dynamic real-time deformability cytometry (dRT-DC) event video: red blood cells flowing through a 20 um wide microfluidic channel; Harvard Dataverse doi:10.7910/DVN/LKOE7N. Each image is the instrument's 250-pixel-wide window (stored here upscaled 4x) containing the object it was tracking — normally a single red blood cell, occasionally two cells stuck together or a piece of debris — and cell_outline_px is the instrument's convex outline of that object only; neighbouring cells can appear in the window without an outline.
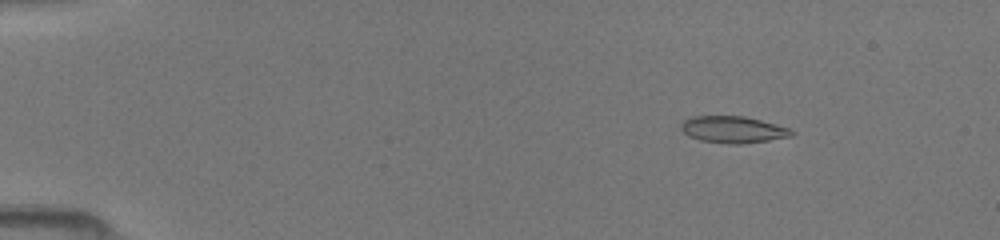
{"species": "common noctule bat (a hibernating species)", "species_latin": "Nyctalus noctula", "temperature_condition": "room temperature", "stored_images_in_passage": 49, "camera_frame_rate_fps": 3000, "um_per_image_px": 0.085, "animal": {"sex": "female", "body_mass_g": 19.5, "forearm_length_mm": 54.1}, "frame": {"image": 1, "passage_image": 7, "time_ms": 2.0, "image_size_px": [1000, 240], "cell_outline_px": [[796, 132], [792, 136], [768, 140], [740, 144], [728, 144], [700, 140], [688, 136], [680, 128], [680, 124], [684, 120], [692, 116], [744, 116], [776, 124], [788, 128]], "centroid_in_image_um": [62.29, 11.01], "position_along_channel_um": 22.7, "area_um2": 17.22}}
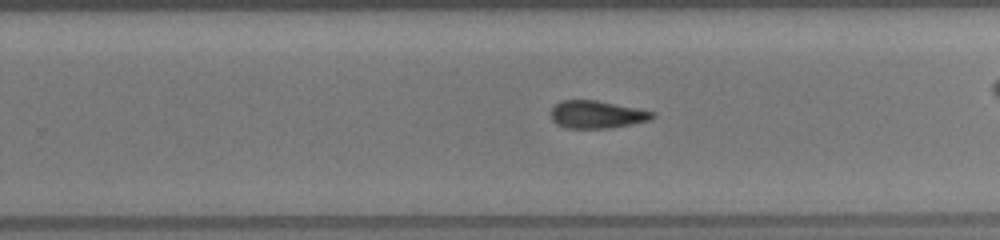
{"frame": {"image": 2, "passage_image": 32, "time_ms": 10.333, "image_size_px": [1000, 240], "cell_outline_px": [[656, 116], [652, 120], [632, 124], [608, 128], [568, 128], [556, 124], [552, 120], [552, 108], [560, 100], [596, 100], [640, 108], [656, 112]], "centroid_in_image_um": [50.79, 9.73], "position_along_channel_um": 279.0, "area_um2": 16.53}}
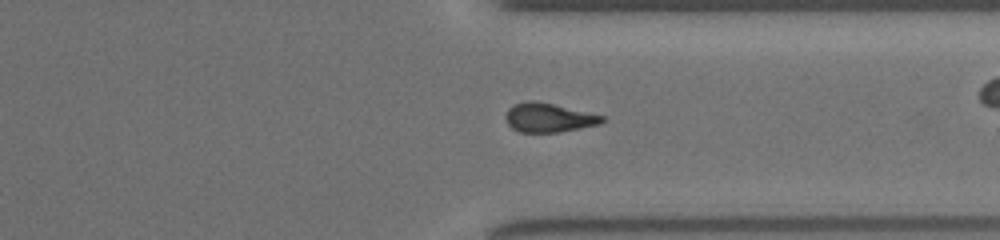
{"frame": {"image": 3, "passage_image": 38, "time_ms": 12.333, "image_size_px": [1000, 240], "cell_outline_px": [[608, 120], [600, 124], [560, 132], [520, 132], [512, 128], [508, 124], [504, 116], [508, 108], [512, 104], [528, 100], [532, 100], [552, 104], [604, 116]], "centroid_in_image_um": [46.62, 10.0], "position_along_channel_um": 364.8, "area_um2": 16.36}}